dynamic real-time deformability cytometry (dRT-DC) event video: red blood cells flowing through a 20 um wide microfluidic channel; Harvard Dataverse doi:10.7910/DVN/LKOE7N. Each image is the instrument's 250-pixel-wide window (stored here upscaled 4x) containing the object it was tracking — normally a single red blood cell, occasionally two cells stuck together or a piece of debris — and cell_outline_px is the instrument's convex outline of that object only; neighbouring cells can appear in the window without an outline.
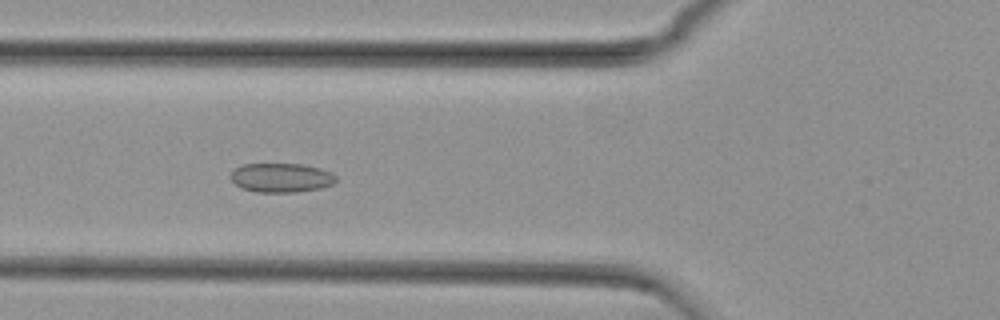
{"species": "common noctule bat (a hibernating species)", "species_latin": "Nyctalus noctula", "temperature_condition": "cold", "stored_images_in_passage": 55, "camera_frame_rate_fps": 3000, "um_per_image_px": 0.085, "animal": {"sex": "female", "body_mass_g": 29.2, "forearm_length_mm": 56.3}, "frame": {"image": 1, "passage_image": 21, "time_ms": 6.667, "image_size_px": [1000, 320], "cell_outline_px": [[336, 180], [332, 184], [320, 188], [296, 192], [256, 192], [240, 188], [228, 176], [240, 164], [304, 164], [320, 168], [332, 172], [336, 176]], "centroid_in_image_um": [23.89, 15.1], "position_along_channel_um": 101.9, "area_um2": 18.03}}
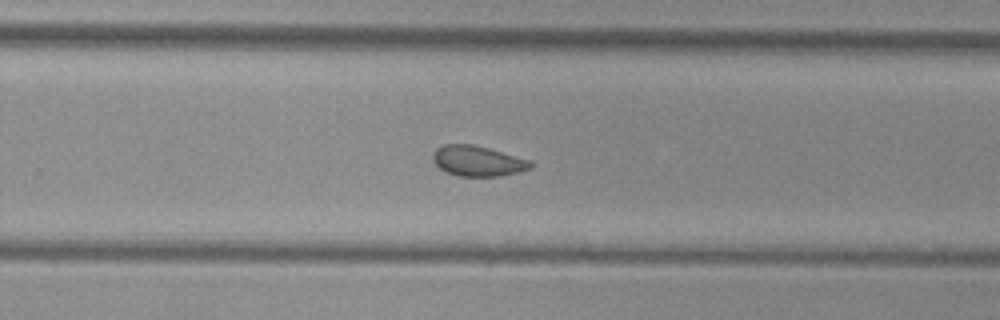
{"frame": {"image": 2, "passage_image": 36, "time_ms": 11.667, "image_size_px": [1000, 320], "cell_outline_px": [[532, 168], [520, 172], [500, 176], [456, 176], [444, 172], [432, 160], [432, 152], [436, 148], [444, 144], [472, 144], [488, 148], [532, 160]], "centroid_in_image_um": [40.6, 13.69], "position_along_channel_um": 289.2, "area_um2": 17.57}}
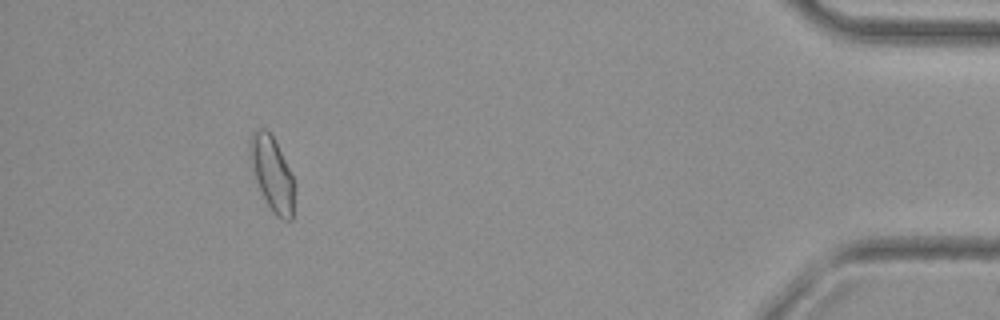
{"frame": {"image": 3, "passage_image": 51, "time_ms": 16.667, "image_size_px": [1000, 320], "cell_outline_px": [[296, 188], [292, 220], [284, 220], [276, 216], [272, 212], [256, 180], [248, 160], [248, 140], [252, 132], [256, 128], [264, 128], [272, 136], [296, 184]], "centroid_in_image_um": [23.11, 14.76], "position_along_channel_um": 412.1, "area_um2": 19.42}, "authors_computed_cell_mechanics": {"area_um2": 18.4382, "velocity_mm_per_s": 3.7498, "shape_relaxation_time_tau1_ms": null, "shape_relaxation_time_tau2_ms": 2.5783, "deformation_change_tau1": null, "deformation_change_tau2": 0.0759}}